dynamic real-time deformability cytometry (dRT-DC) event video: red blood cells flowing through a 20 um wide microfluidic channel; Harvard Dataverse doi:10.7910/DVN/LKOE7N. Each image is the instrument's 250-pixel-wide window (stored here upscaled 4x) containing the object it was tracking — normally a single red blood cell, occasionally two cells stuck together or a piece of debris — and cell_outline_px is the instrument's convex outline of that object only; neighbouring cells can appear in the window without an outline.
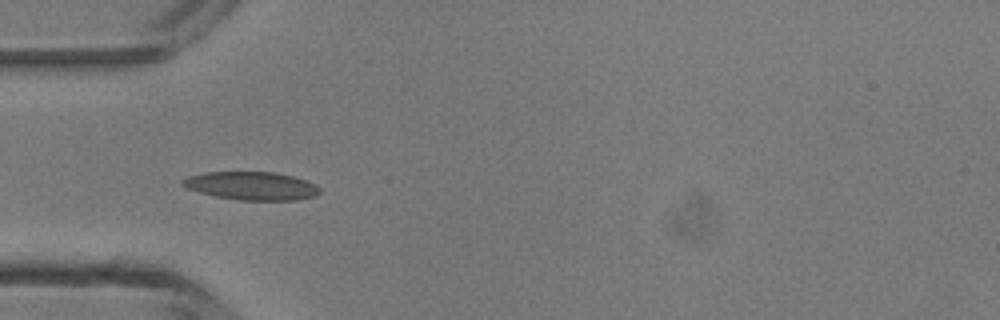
{"species": "common noctule bat (a hibernating species)", "species_latin": "Nyctalus noctula", "temperature_condition": "room temperature", "stored_images_in_passage": 6, "camera_frame_rate_fps": 3000, "um_per_image_px": 0.085, "animal": {"sex": "male", "body_mass_g": 13.3}, "frame": {"image": 1, "passage_image": 5, "time_ms": 4.667, "image_size_px": [1000, 320], "cell_outline_px": [[320, 192], [316, 196], [296, 200], [236, 200], [216, 196], [200, 192], [188, 188], [180, 184], [180, 180], [188, 176], [204, 172], [276, 172], [292, 176], [316, 184], [320, 188]], "centroid_in_image_um": [21.38, 15.79], "position_along_channel_um": 63.6, "area_um2": 22.6}}
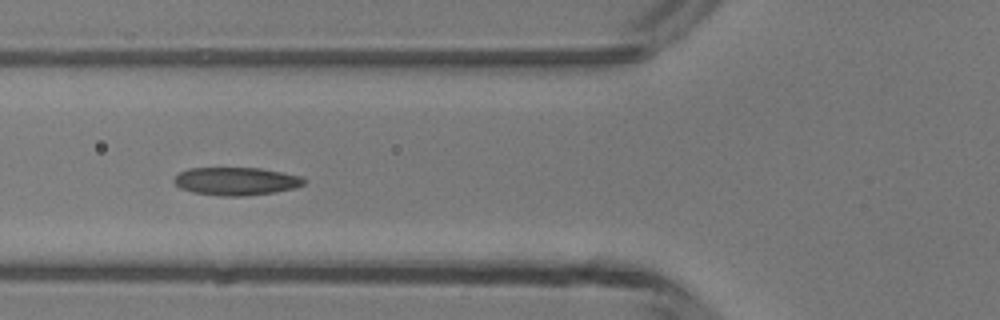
{"frame": {"image": 2, "passage_image": 6, "time_ms": 5.667, "image_size_px": [1000, 320], "cell_outline_px": [[308, 180], [304, 184], [296, 188], [276, 192], [244, 196], [220, 196], [192, 192], [180, 188], [172, 180], [180, 172], [188, 168], [260, 168], [300, 176]], "centroid_in_image_um": [20.08, 15.41], "position_along_channel_um": 105.7, "area_um2": 21.27}}